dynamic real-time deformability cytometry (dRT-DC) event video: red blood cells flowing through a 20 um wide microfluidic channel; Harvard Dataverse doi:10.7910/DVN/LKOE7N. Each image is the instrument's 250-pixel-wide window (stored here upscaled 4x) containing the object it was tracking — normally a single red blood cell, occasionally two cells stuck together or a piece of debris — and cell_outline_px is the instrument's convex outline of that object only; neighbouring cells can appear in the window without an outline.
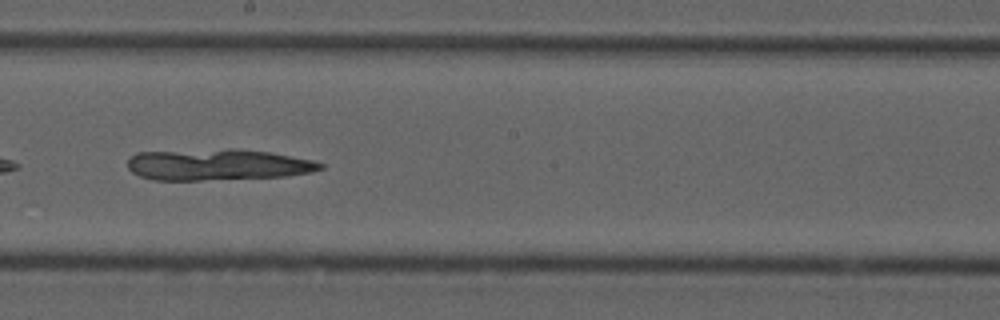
{"species": "common noctule bat (a hibernating species)", "species_latin": "Nyctalus noctula", "temperature_condition": "cold", "stored_images_in_passage": 31, "camera_frame_rate_fps": 3000, "um_per_image_px": 0.085, "animal": {"sex": "male", "forearm_length_mm": 52.5}, "frame": {"image": 1, "passage_image": 18, "time_ms": 5.667, "image_size_px": [1000, 320], "cell_outline_px": [[324, 168], [312, 172], [288, 176], [200, 180], [152, 180], [140, 176], [132, 172], [128, 168], [128, 160], [136, 152], [232, 148], [268, 152], [312, 160], [324, 164]], "centroid_in_image_um": [18.48, 13.99], "position_along_channel_um": 229.7, "area_um2": 35.2}}